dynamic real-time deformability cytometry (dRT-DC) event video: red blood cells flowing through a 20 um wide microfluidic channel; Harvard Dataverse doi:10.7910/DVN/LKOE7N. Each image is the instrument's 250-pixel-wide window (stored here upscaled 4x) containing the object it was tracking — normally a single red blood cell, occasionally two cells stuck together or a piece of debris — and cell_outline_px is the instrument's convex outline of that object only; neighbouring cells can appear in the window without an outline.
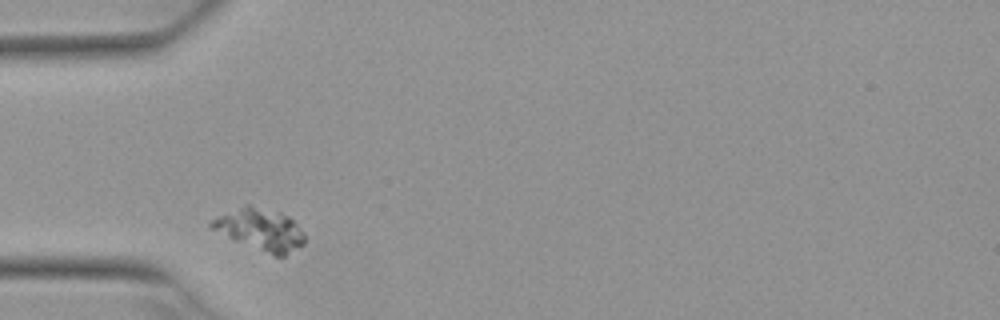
{"species": "Egyptian fruit bat (a non-hibernating species)", "species_latin": "Rousettus aegyptiacus", "temperature_condition": "warm", "stored_images_in_passage": 2, "camera_frame_rate_fps": 3000, "um_per_image_px": 0.085, "animal": {"sex": "female"}, "frame": {"image": 1, "passage_image": 1, "time_ms": 0.0, "image_size_px": [1000, 320], "cell_outline_px": [[304, 244], [284, 256], [272, 256], [232, 240], [212, 228], [208, 224], [212, 220], [244, 204], [248, 204], [280, 212], [288, 216], [304, 232]], "centroid_in_image_um": [22.14, 19.52], "position_along_channel_um": 62.9, "area_um2": 22.66}}
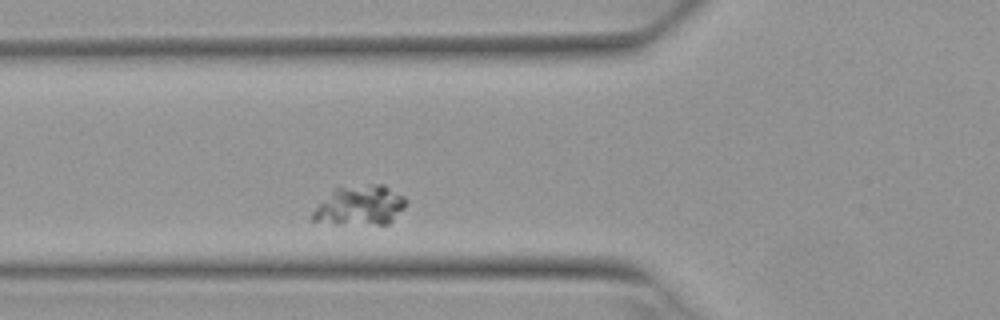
{"frame": {"image": 2, "passage_image": 2, "time_ms": 0.333, "image_size_px": [1000, 320], "cell_outline_px": [[404, 208], [388, 224], [376, 224], [312, 220], [312, 212], [336, 184], [384, 184], [404, 196]], "centroid_in_image_um": [30.6, 17.38], "position_along_channel_um": 95.2, "area_um2": 21.44}}